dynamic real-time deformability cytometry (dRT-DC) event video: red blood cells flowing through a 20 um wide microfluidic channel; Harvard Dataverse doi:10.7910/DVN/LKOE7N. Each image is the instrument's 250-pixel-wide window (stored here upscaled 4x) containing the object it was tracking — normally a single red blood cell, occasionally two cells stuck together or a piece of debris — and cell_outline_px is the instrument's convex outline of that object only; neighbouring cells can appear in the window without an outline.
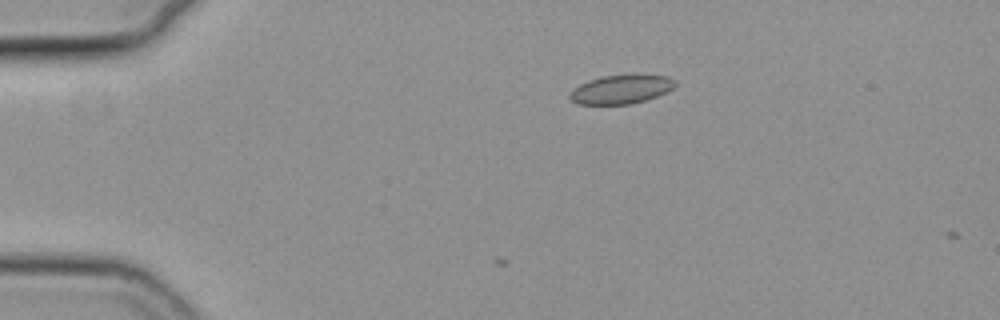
{"species": "common noctule bat (a hibernating species)", "species_latin": "Nyctalus noctula", "temperature_condition": "cold", "stored_images_in_passage": 12, "camera_frame_rate_fps": 3000, "um_per_image_px": 0.085, "animal": {"sex": "female", "body_mass_g": 19.3, "forearm_length_mm": 54.1}, "frame": {"image": 1, "passage_image": 12, "time_ms": 3.667, "image_size_px": [1000, 320], "cell_outline_px": [[676, 84], [668, 92], [632, 104], [580, 104], [572, 100], [568, 96], [580, 84], [588, 80], [600, 76], [632, 72], [668, 76], [676, 80]], "centroid_in_image_um": [52.86, 7.54], "position_along_channel_um": 32.1, "area_um2": 18.21}}